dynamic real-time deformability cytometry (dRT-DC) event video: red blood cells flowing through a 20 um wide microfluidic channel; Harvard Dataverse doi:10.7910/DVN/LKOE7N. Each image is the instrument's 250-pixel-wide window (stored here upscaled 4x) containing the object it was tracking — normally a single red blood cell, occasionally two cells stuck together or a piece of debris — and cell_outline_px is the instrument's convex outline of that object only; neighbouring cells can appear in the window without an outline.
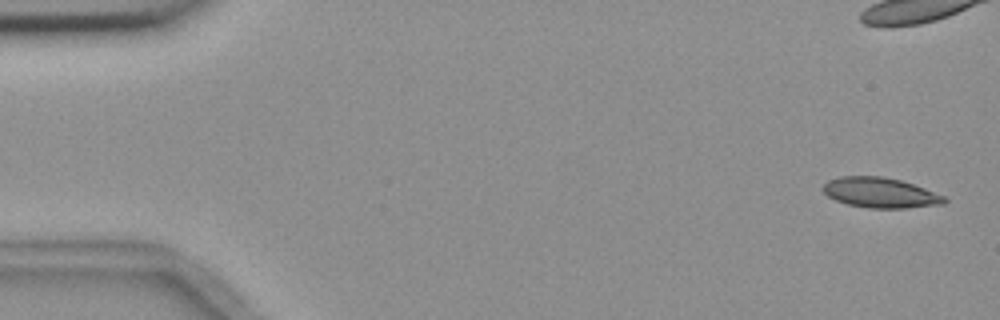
{"species": "common noctule bat (a hibernating species)", "species_latin": "Nyctalus noctula", "temperature_condition": "room temperature", "stored_images_in_passage": 8, "camera_frame_rate_fps": 3000, "um_per_image_px": 0.085, "animal": {"sex": "female", "body_mass_g": 18.4}, "frame": {"image": 1, "passage_image": 1, "time_ms": 0.0, "image_size_px": [1000, 320], "cell_outline_px": [[948, 200], [944, 204], [904, 208], [868, 208], [848, 204], [836, 200], [828, 196], [820, 188], [828, 180], [840, 176], [880, 176], [900, 180], [924, 188], [944, 196]], "centroid_in_image_um": [74.8, 16.38], "position_along_channel_um": 10.2, "area_um2": 21.27}}
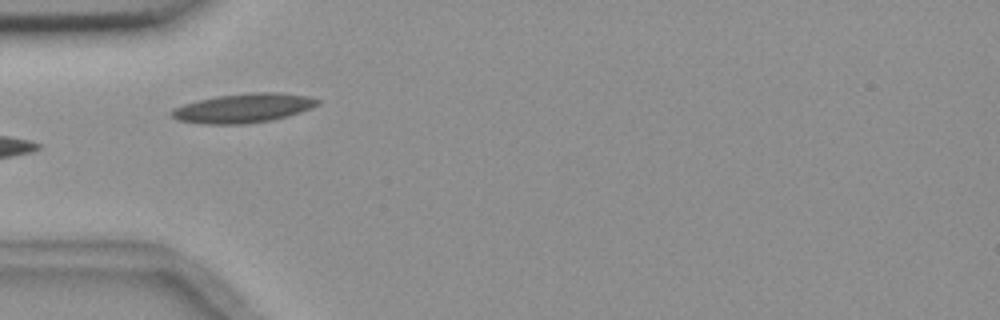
{"frame": {"image": 2, "passage_image": 6, "time_ms": 5.667, "image_size_px": [1000, 320], "cell_outline_px": [[320, 104], [312, 108], [288, 116], [272, 120], [244, 124], [200, 124], [176, 120], [168, 112], [172, 108], [196, 100], [220, 96], [252, 92], [280, 92], [308, 96], [320, 100]], "centroid_in_image_um": [20.67, 9.19], "position_along_channel_um": 64.3, "area_um2": 25.09}}
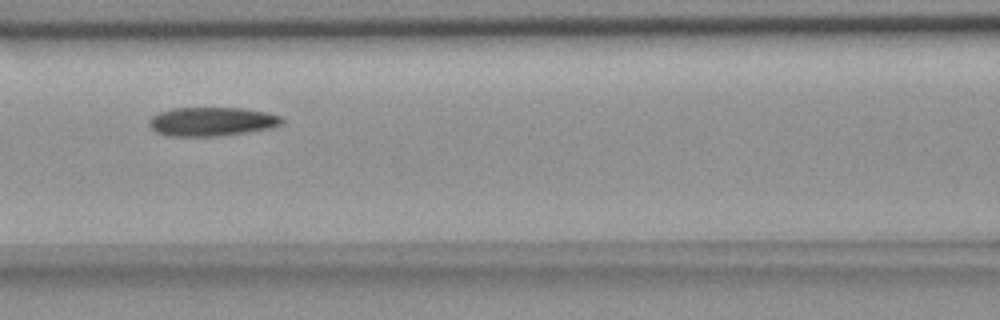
{"frame": {"image": 3, "passage_image": 8, "time_ms": 8.0, "image_size_px": [1000, 320], "cell_outline_px": [[284, 124], [272, 128], [220, 136], [164, 136], [156, 132], [148, 124], [148, 120], [152, 116], [160, 112], [172, 108], [244, 108], [268, 112], [280, 116], [284, 120]], "centroid_in_image_um": [18.02, 10.33], "position_along_channel_um": 148.6, "area_um2": 22.6}}